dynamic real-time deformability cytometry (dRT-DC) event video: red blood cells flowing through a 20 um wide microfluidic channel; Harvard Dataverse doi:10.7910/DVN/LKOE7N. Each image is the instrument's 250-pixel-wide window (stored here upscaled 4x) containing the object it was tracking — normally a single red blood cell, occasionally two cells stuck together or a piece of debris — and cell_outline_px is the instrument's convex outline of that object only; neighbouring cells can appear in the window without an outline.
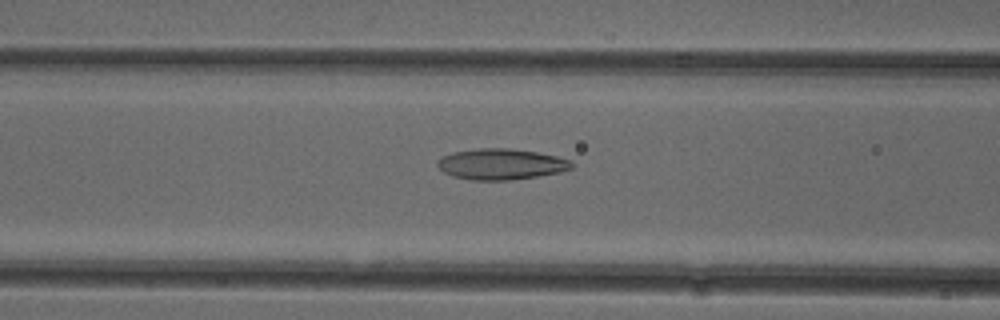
{"species": "common noctule bat (a hibernating species)", "species_latin": "Nyctalus noctula", "temperature_condition": "cold", "stored_images_in_passage": 44, "camera_frame_rate_fps": 3000, "um_per_image_px": 0.085, "animal": {"sex": "female"}, "frame": {"image": 1, "passage_image": 13, "time_ms": 4.0, "image_size_px": [1000, 320], "cell_outline_px": [[572, 168], [560, 172], [536, 176], [508, 180], [472, 180], [452, 176], [444, 172], [436, 164], [436, 160], [452, 152], [480, 148], [508, 148], [536, 152], [556, 156], [572, 160]], "centroid_in_image_um": [42.57, 13.95], "position_along_channel_um": 124.0, "area_um2": 24.04}}
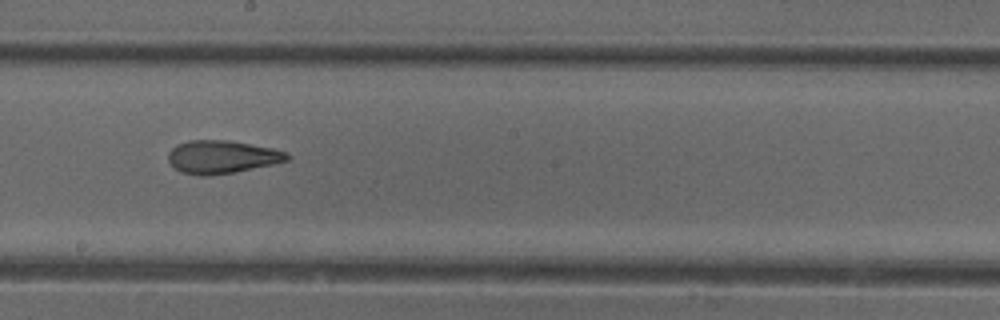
{"frame": {"image": 2, "passage_image": 21, "time_ms": 6.667, "image_size_px": [1000, 320], "cell_outline_px": [[292, 156], [288, 160], [272, 164], [232, 172], [208, 176], [200, 176], [180, 172], [168, 160], [168, 152], [176, 144], [188, 140], [228, 140], [272, 148], [288, 152]], "centroid_in_image_um": [18.85, 13.33], "position_along_channel_um": 229.4, "area_um2": 22.83}}
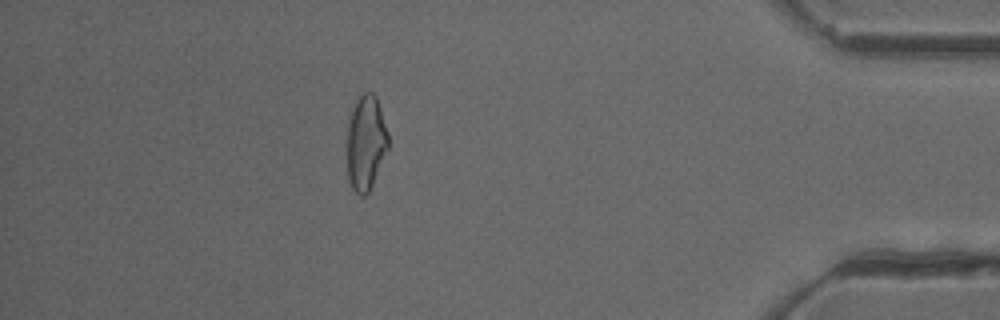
{"frame": {"image": 3, "passage_image": 38, "time_ms": 12.333, "image_size_px": [1000, 320], "cell_outline_px": [[388, 148], [372, 184], [368, 192], [364, 196], [360, 196], [352, 188], [348, 180], [344, 144], [348, 116], [356, 100], [364, 92], [372, 92], [376, 96], [388, 132]], "centroid_in_image_um": [31.02, 12.12], "position_along_channel_um": 404.2, "area_um2": 23.52}, "authors_computed_cell_mechanics": {"area_um2": 23.2934, "velocity_mm_per_s": 3.9459, "shape_relaxation_time_tau1_ms": null, "shape_relaxation_time_tau2_ms": 1.7849, "deformation_change_tau1": null, "deformation_change_tau2": 0.0929}}